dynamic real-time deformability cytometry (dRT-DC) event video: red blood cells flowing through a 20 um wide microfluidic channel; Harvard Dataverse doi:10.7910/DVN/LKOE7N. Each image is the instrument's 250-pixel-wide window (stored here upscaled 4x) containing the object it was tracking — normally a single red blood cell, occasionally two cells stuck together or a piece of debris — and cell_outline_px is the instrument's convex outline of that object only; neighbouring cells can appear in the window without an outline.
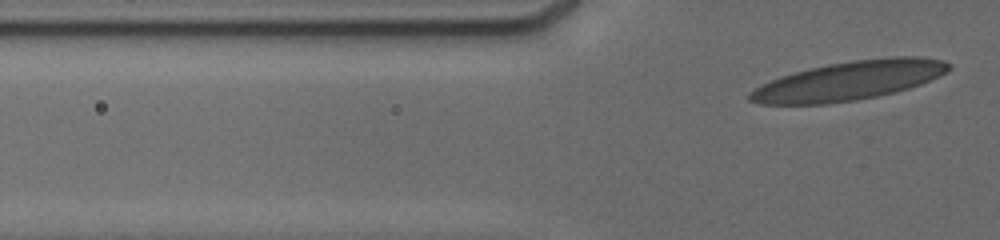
{"species": "human", "species_latin": "Homo sapiens", "temperature_condition": "cold", "stored_images_in_passage": 6, "segment_of_instrument_passage": [2, 2], "camera_frame_rate_fps": 3000, "um_per_image_px": 0.085, "donor": {"sex": "male"}, "frame": {"image": 1, "passage_image": 6, "time_ms": 5.0, "image_size_px": [1000, 240], "cell_outline_px": [[952, 68], [920, 84], [908, 88], [876, 96], [856, 100], [828, 104], [760, 104], [748, 100], [748, 92], [760, 84], [780, 76], [828, 64], [852, 60], [892, 56], [920, 56], [940, 60], [952, 64]], "centroid_in_image_um": [72.12, 6.86], "position_along_channel_um": 53.7, "area_um2": 44.97}}